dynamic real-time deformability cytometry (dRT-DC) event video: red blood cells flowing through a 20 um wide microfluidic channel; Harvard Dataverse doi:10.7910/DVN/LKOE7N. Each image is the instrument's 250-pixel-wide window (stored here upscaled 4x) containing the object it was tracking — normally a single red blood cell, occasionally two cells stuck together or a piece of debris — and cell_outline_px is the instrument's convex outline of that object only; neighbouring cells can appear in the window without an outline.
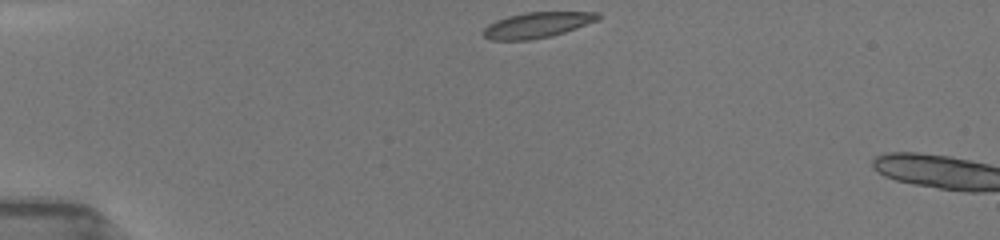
{"species": "common noctule bat (a hibernating species)", "species_latin": "Nyctalus noctula", "temperature_condition": "room temperature", "stored_images_in_passage": 2, "camera_frame_rate_fps": 3000, "um_per_image_px": 0.085, "animal": {"sex": "female", "body_mass_g": 19.5, "forearm_length_mm": 54.1}, "frame": {"image": 1, "passage_image": 1, "time_ms": 0.0, "image_size_px": [1000, 240], "cell_outline_px": [[600, 20], [552, 36], [528, 40], [492, 40], [484, 36], [480, 32], [488, 24], [496, 20], [508, 16], [524, 12], [600, 12]], "centroid_in_image_um": [45.65, 2.12], "position_along_channel_um": 39.4, "area_um2": 17.22}}